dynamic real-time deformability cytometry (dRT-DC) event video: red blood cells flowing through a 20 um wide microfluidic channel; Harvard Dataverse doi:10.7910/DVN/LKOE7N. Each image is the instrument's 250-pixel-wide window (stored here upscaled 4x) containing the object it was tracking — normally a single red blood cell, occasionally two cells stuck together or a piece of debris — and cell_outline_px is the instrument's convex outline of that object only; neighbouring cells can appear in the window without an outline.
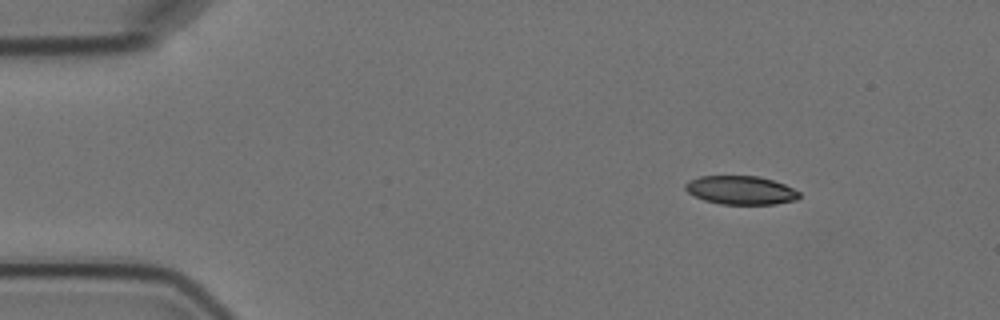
{"species": "Egyptian fruit bat (a non-hibernating species)", "species_latin": "Rousettus aegyptiacus", "temperature_condition": "cold", "stored_images_in_passage": 4, "camera_frame_rate_fps": 3000, "um_per_image_px": 0.085, "animal": {"sex": "female"}, "frame": {"image": 1, "passage_image": 1, "time_ms": 0.0, "image_size_px": [1000, 320], "cell_outline_px": [[800, 196], [796, 200], [776, 204], [720, 204], [704, 200], [688, 192], [684, 188], [684, 184], [688, 180], [700, 176], [760, 176], [784, 184], [800, 192]], "centroid_in_image_um": [62.96, 16.16], "position_along_channel_um": 22.0, "area_um2": 19.02}}
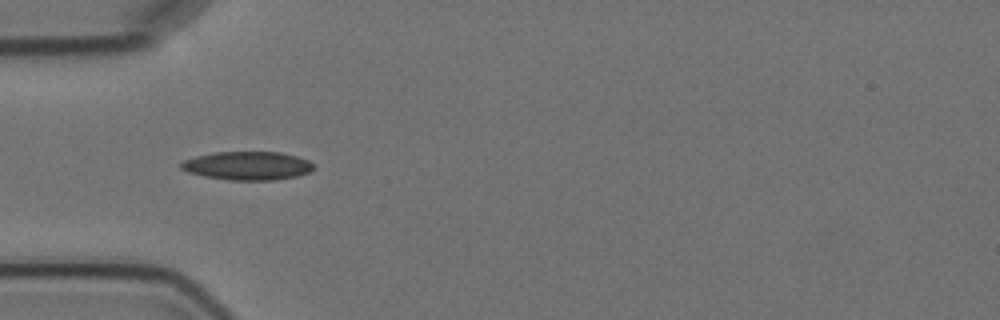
{"frame": {"image": 2, "passage_image": 3, "time_ms": 3.333, "image_size_px": [1000, 320], "cell_outline_px": [[312, 168], [308, 172], [296, 176], [272, 180], [228, 180], [204, 176], [188, 172], [180, 168], [180, 164], [184, 160], [196, 156], [216, 152], [280, 152], [296, 156], [308, 160], [312, 164]], "centroid_in_image_um": [21.0, 14.08], "position_along_channel_um": 64.0, "area_um2": 21.79}}
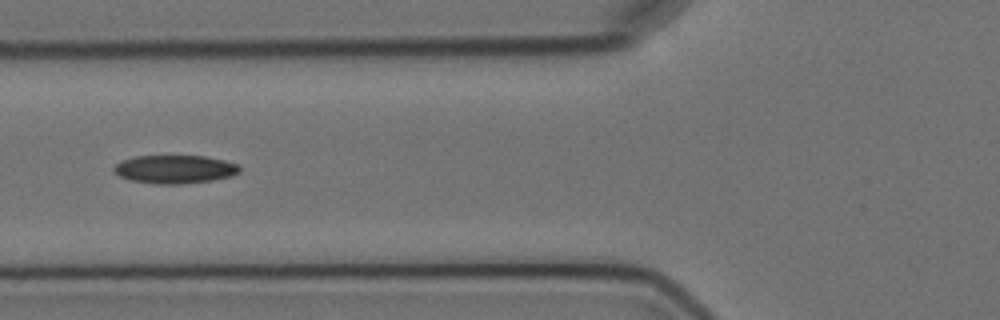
{"frame": {"image": 3, "passage_image": 4, "time_ms": 4.667, "image_size_px": [1000, 320], "cell_outline_px": [[240, 172], [232, 176], [212, 180], [180, 184], [156, 184], [128, 180], [112, 172], [112, 168], [120, 160], [136, 156], [204, 156], [224, 160], [236, 164], [240, 168]], "centroid_in_image_um": [14.81, 14.39], "position_along_channel_um": 111.0, "area_um2": 20.87}}